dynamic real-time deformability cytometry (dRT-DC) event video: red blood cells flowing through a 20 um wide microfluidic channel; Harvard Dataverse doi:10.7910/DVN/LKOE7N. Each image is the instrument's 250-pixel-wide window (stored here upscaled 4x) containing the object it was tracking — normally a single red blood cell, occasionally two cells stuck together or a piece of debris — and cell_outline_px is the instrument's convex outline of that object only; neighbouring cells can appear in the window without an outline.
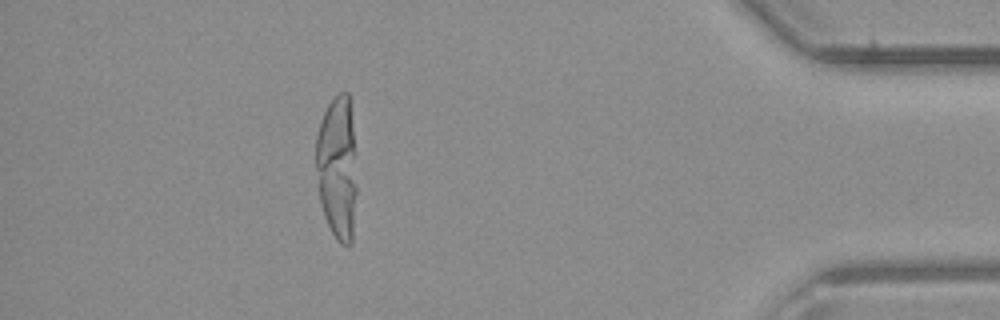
{"species": "common noctule bat (a hibernating species)", "species_latin": "Nyctalus noctula", "temperature_condition": "room temperature", "stored_images_in_passage": 27, "camera_frame_rate_fps": 3000, "um_per_image_px": 0.085, "animal": {"sex": "male", "body_mass_g": 23.1, "forearm_length_mm": 52.7}, "frame": {"image": 1, "passage_image": 23, "time_ms": 7.333, "image_size_px": [1000, 320], "cell_outline_px": [[356, 192], [352, 244], [340, 244], [336, 240], [324, 216], [320, 204], [316, 168], [316, 136], [324, 112], [328, 104], [340, 92], [348, 92], [352, 128], [356, 188]], "centroid_in_image_um": [28.65, 14.31], "position_along_channel_um": 406.6, "area_um2": 33.81}}